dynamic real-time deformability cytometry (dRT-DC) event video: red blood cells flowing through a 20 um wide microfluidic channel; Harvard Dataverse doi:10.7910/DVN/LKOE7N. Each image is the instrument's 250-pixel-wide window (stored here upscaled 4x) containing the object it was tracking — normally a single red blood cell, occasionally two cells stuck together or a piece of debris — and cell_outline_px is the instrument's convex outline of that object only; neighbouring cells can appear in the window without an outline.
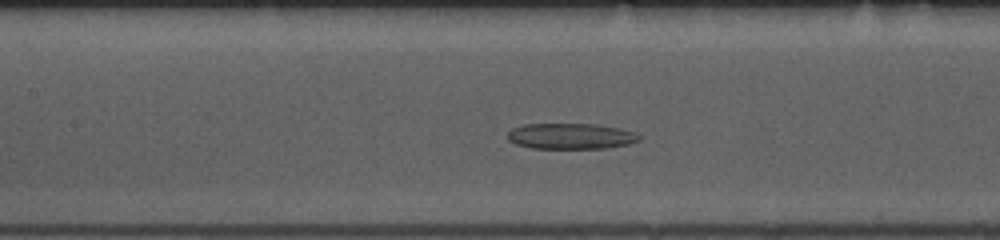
{"species": "common noctule bat (a hibernating species)", "species_latin": "Nyctalus noctula", "temperature_condition": "room temperature", "stored_images_in_passage": 47, "camera_frame_rate_fps": 3000, "um_per_image_px": 0.085, "animal": {"sex": "female", "body_mass_g": 10.0, "forearm_length_mm": 53.1}, "frame": {"image": 1, "passage_image": 17, "time_ms": 5.333, "image_size_px": [1000, 240], "cell_outline_px": [[640, 140], [628, 144], [604, 148], [532, 148], [516, 144], [508, 140], [508, 132], [512, 128], [524, 124], [596, 124], [616, 128], [632, 132], [640, 136]], "centroid_in_image_um": [48.47, 11.57], "position_along_channel_um": 158.9, "area_um2": 19.54}}
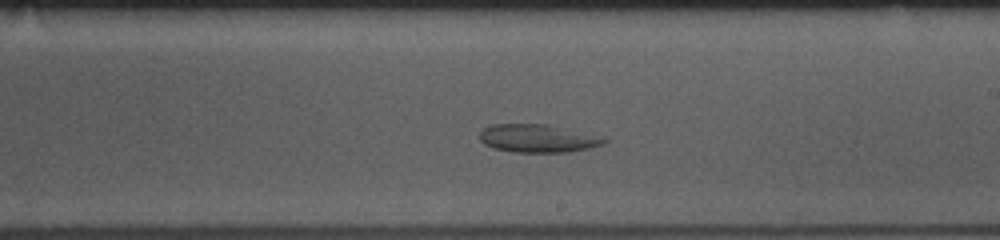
{"frame": {"image": 2, "passage_image": 24, "time_ms": 7.667, "image_size_px": [1000, 240], "cell_outline_px": [[608, 140], [604, 144], [588, 148], [568, 152], [512, 152], [492, 148], [484, 144], [480, 140], [480, 132], [484, 128], [492, 124], [548, 124], [608, 136]], "centroid_in_image_um": [45.78, 11.75], "position_along_channel_um": 243.2, "area_um2": 20.81}}
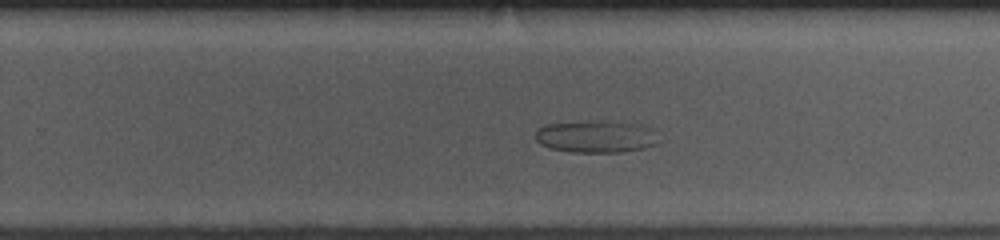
{"frame": {"image": 3, "passage_image": 27, "time_ms": 8.667, "image_size_px": [1000, 240], "cell_outline_px": [[660, 144], [644, 148], [620, 152], [572, 152], [548, 148], [540, 144], [536, 140], [536, 132], [540, 128], [548, 124], [640, 124], [652, 128]], "centroid_in_image_um": [50.7, 11.68], "position_along_channel_um": 279.1, "area_um2": 21.91}}